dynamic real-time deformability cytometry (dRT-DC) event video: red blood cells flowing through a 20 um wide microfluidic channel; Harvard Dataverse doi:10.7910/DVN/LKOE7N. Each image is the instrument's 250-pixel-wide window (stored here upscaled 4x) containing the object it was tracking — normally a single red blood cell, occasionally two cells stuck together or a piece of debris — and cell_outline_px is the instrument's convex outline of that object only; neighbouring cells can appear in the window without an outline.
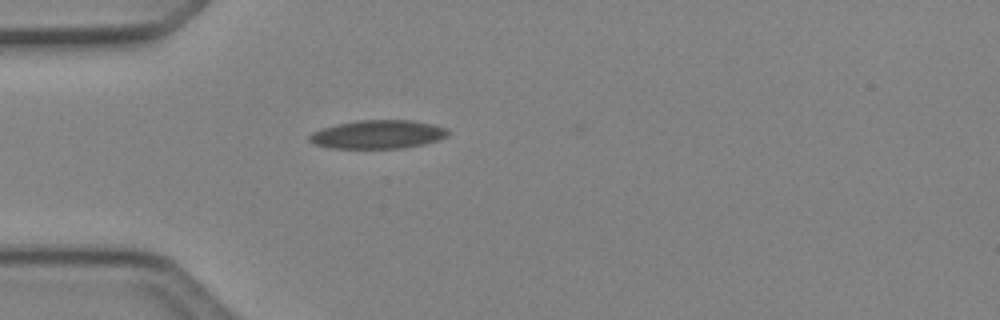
{"species": "Egyptian fruit bat (a non-hibernating species)", "species_latin": "Rousettus aegyptiacus", "temperature_condition": "cold", "stored_images_in_passage": 36, "camera_frame_rate_fps": 3000, "um_per_image_px": 0.085, "animal": {"sex": "female"}, "frame": {"image": 1, "passage_image": 1, "time_ms": 0.0, "image_size_px": [1000, 320], "cell_outline_px": [[448, 136], [440, 140], [424, 144], [404, 148], [328, 148], [312, 144], [308, 140], [308, 136], [312, 132], [336, 124], [356, 120], [412, 120], [432, 124], [448, 128]], "centroid_in_image_um": [32.12, 11.43], "position_along_channel_um": 52.9, "area_um2": 23.29}}
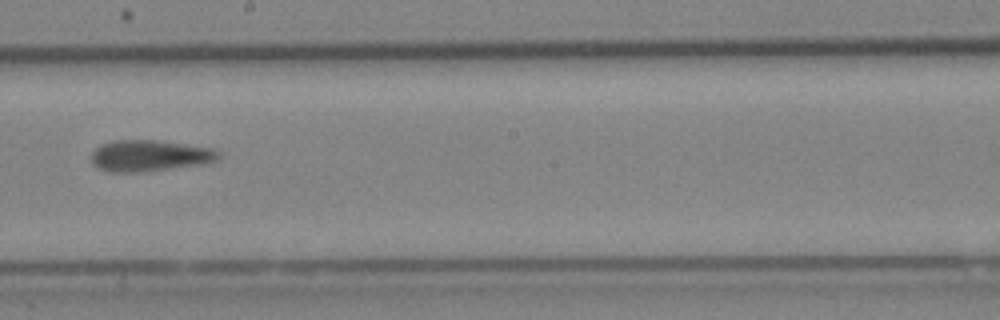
{"frame": {"image": 2, "passage_image": 15, "time_ms": 4.667, "image_size_px": [1000, 320], "cell_outline_px": [[220, 156], [212, 160], [200, 164], [144, 172], [108, 172], [92, 164], [92, 152], [100, 144], [112, 140], [156, 140], [212, 148], [220, 152]], "centroid_in_image_um": [12.65, 13.23], "position_along_channel_um": 235.5, "area_um2": 23.0}}
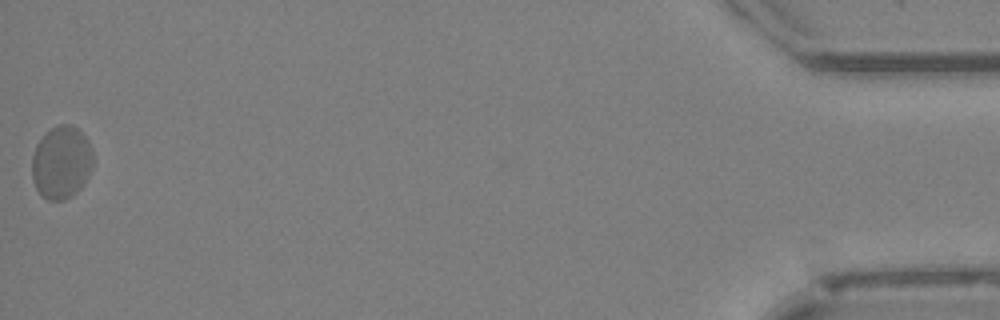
{"frame": {"image": 3, "passage_image": 36, "time_ms": 11.667, "image_size_px": [1000, 320], "cell_outline_px": [[92, 168], [84, 184], [72, 196], [64, 200], [48, 200], [40, 196], [32, 180], [32, 156], [36, 144], [44, 132], [60, 124], [72, 124], [88, 140], [92, 148]], "centroid_in_image_um": [5.2, 13.81], "position_along_channel_um": 430.0, "area_um2": 26.24}, "authors_computed_cell_mechanics": {"area_um2": 23.2356, "velocity_mm_per_s": 4.1363, "shape_relaxation_time_tau1_ms": null, "shape_relaxation_time_tau2_ms": 3.2436, "deformation_change_tau1": null, "deformation_change_tau2": 0.0759}}